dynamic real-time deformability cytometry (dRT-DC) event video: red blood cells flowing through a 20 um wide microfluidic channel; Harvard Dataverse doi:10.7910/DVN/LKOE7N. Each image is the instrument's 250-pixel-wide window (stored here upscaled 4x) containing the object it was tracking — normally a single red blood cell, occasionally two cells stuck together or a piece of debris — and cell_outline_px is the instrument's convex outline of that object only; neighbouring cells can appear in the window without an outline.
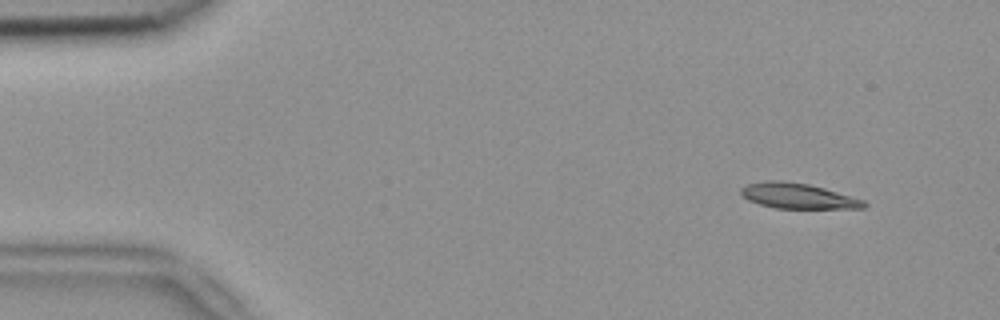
{"species": "common noctule bat (a hibernating species)", "species_latin": "Nyctalus noctula", "temperature_condition": "room temperature", "stored_images_in_passage": 3, "camera_frame_rate_fps": 3000, "um_per_image_px": 0.085, "animal": {"sex": "female", "body_mass_g": 18.4}, "frame": {"image": 1, "passage_image": 1, "time_ms": 0.0, "image_size_px": [1000, 320], "cell_outline_px": [[868, 204], [864, 208], [776, 208], [760, 204], [748, 200], [740, 192], [740, 188], [748, 184], [764, 180], [780, 180], [808, 184], [824, 188], [864, 200]], "centroid_in_image_um": [67.81, 16.65], "position_along_channel_um": 17.2, "area_um2": 18.03}}